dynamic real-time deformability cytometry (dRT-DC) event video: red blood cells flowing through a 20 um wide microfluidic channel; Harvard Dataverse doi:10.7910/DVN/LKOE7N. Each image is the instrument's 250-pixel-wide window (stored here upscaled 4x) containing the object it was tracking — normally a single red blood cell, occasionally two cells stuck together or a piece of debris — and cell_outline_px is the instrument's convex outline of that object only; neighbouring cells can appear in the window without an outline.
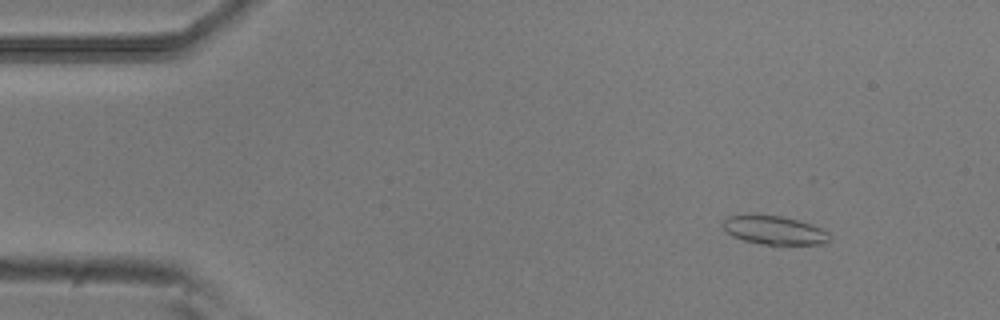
{"species": "common noctule bat (a hibernating species)", "species_latin": "Nyctalus noctula", "temperature_condition": "room temperature", "stored_images_in_passage": 20, "camera_frame_rate_fps": 3000, "um_per_image_px": 0.085, "animal": {"sex": "male", "body_mass_g": 20.5, "forearm_length_mm": 52.5}, "frame": {"image": 1, "passage_image": 4, "time_ms": 1.0, "image_size_px": [1000, 320], "cell_outline_px": [[832, 240], [824, 244], [764, 244], [744, 240], [732, 236], [724, 228], [724, 220], [728, 216], [780, 216], [812, 224], [828, 232], [832, 236]], "centroid_in_image_um": [65.9, 19.59], "position_along_channel_um": 19.1, "area_um2": 17.34}}
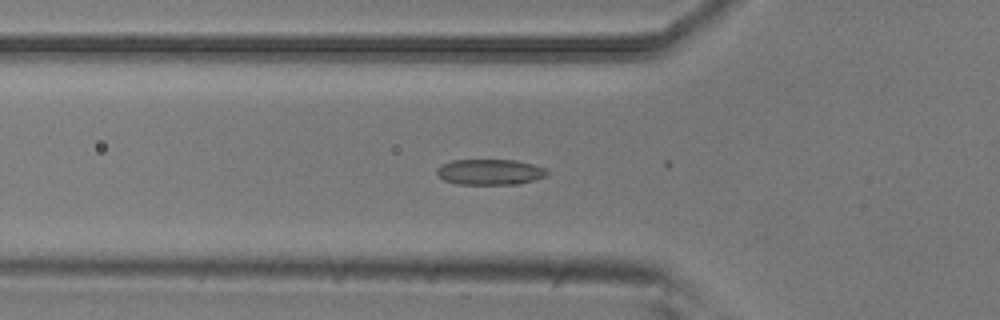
{"frame": {"image": 2, "passage_image": 16, "time_ms": 5.0, "image_size_px": [1000, 320], "cell_outline_px": [[548, 172], [544, 176], [532, 180], [516, 184], [456, 184], [444, 180], [436, 172], [436, 168], [440, 164], [452, 160], [516, 160], [532, 164], [544, 168]], "centroid_in_image_um": [41.58, 14.61], "position_along_channel_um": 84.2, "area_um2": 16.36}}
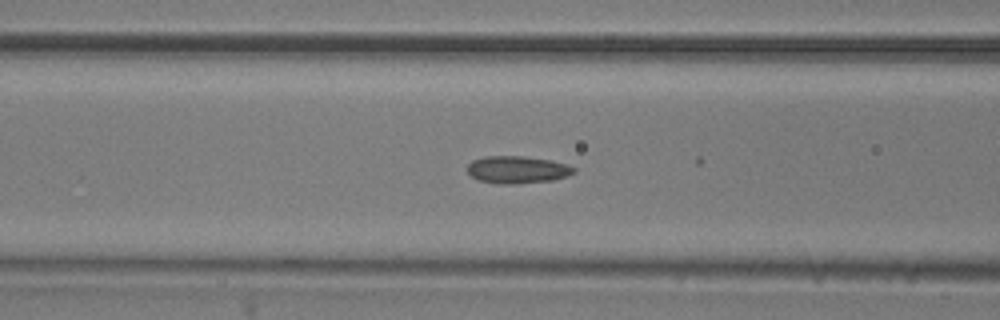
{"frame": {"image": 3, "passage_image": 19, "time_ms": 6.0, "image_size_px": [1000, 320], "cell_outline_px": [[576, 172], [568, 176], [552, 180], [512, 184], [496, 184], [480, 180], [472, 176], [468, 172], [468, 164], [472, 160], [484, 156], [524, 156], [552, 160], [568, 164], [576, 168]], "centroid_in_image_um": [44.01, 14.41], "position_along_channel_um": 122.6, "area_um2": 17.11}}